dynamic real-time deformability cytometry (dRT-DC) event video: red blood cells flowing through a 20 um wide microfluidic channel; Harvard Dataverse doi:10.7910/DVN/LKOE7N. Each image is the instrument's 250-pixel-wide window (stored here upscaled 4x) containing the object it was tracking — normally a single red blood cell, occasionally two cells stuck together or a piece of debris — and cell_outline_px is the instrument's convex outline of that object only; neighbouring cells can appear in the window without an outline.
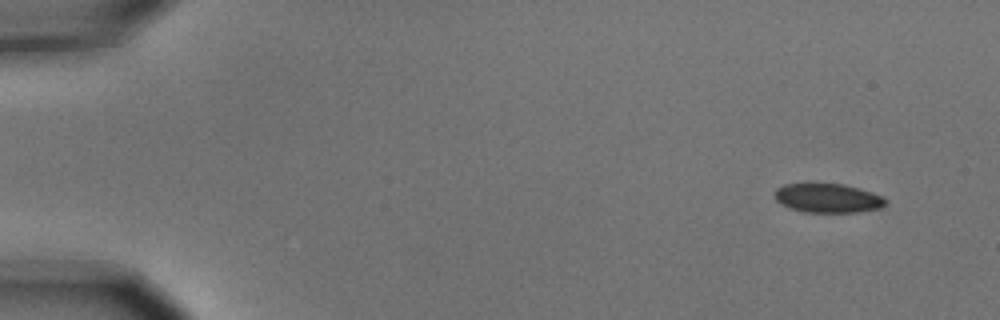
{"species": "common noctule bat (a hibernating species)", "species_latin": "Nyctalus noctula", "temperature_condition": "cold", "stored_images_in_passage": 6, "camera_frame_rate_fps": 3000, "um_per_image_px": 0.085, "animal": {"sex": "male", "body_mass_g": 15.6}, "frame": {"image": 1, "passage_image": 1, "time_ms": 0.0, "image_size_px": [1000, 320], "cell_outline_px": [[888, 204], [880, 208], [860, 212], [804, 212], [788, 208], [780, 204], [776, 200], [772, 192], [776, 188], [784, 184], [844, 184], [860, 188], [884, 196], [888, 200]], "centroid_in_image_um": [70.37, 16.84], "position_along_channel_um": 14.6, "area_um2": 19.19}}
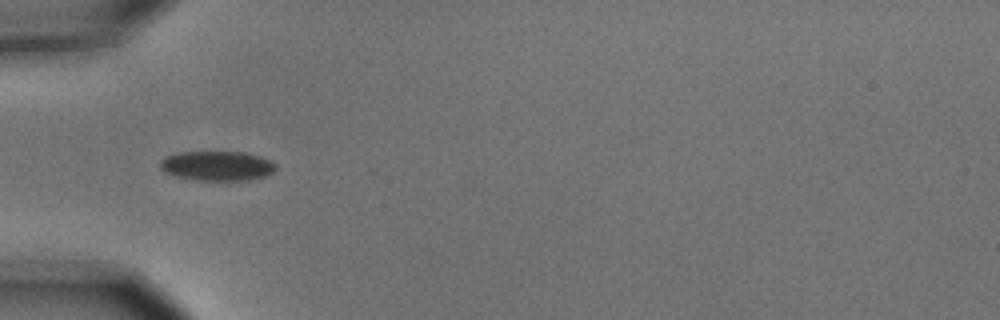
{"frame": {"image": 2, "passage_image": 5, "time_ms": 1.333, "image_size_px": [1000, 320], "cell_outline_px": [[276, 168], [268, 176], [252, 180], [196, 180], [176, 176], [164, 172], [160, 168], [160, 160], [164, 156], [176, 152], [244, 152], [260, 156], [276, 164]], "centroid_in_image_um": [18.44, 14.1], "position_along_channel_um": 66.6, "area_um2": 20.17}}
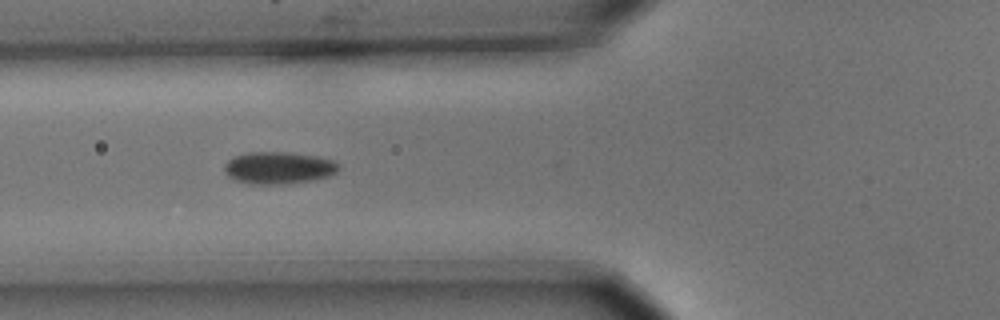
{"frame": {"image": 3, "passage_image": 6, "time_ms": 1.667, "image_size_px": [1000, 320], "cell_outline_px": [[340, 168], [336, 172], [328, 176], [316, 180], [288, 184], [248, 184], [236, 180], [228, 176], [224, 172], [224, 164], [232, 156], [248, 152], [284, 152], [320, 156], [332, 160], [340, 164]], "centroid_in_image_um": [23.68, 14.27], "position_along_channel_um": 102.1, "area_um2": 21.79}}